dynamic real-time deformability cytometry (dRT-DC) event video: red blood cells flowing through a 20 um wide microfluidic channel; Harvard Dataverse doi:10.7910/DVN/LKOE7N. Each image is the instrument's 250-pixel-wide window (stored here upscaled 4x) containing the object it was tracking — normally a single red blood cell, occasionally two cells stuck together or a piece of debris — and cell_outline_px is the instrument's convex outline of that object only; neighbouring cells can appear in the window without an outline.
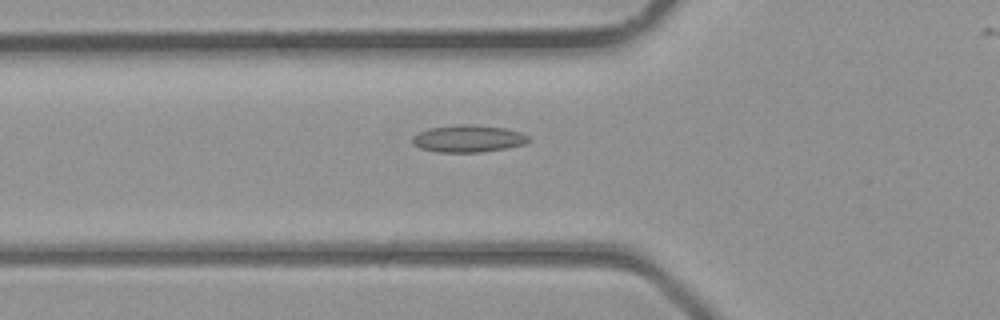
{"species": "common noctule bat (a hibernating species)", "species_latin": "Nyctalus noctula", "temperature_condition": "room temperature", "stored_images_in_passage": 27, "camera_frame_rate_fps": 3000, "um_per_image_px": 0.085, "animal": {"sex": "male", "body_mass_g": 23.1, "forearm_length_mm": 52.7}, "frame": {"image": 1, "passage_image": 3, "time_ms": 0.667, "image_size_px": [1000, 320], "cell_outline_px": [[532, 140], [524, 144], [504, 148], [480, 152], [436, 152], [420, 148], [412, 144], [412, 136], [428, 128], [456, 124], [472, 124], [504, 128], [520, 132], [528, 136]], "centroid_in_image_um": [39.77, 11.77], "position_along_channel_um": 86.0, "area_um2": 18.44}}
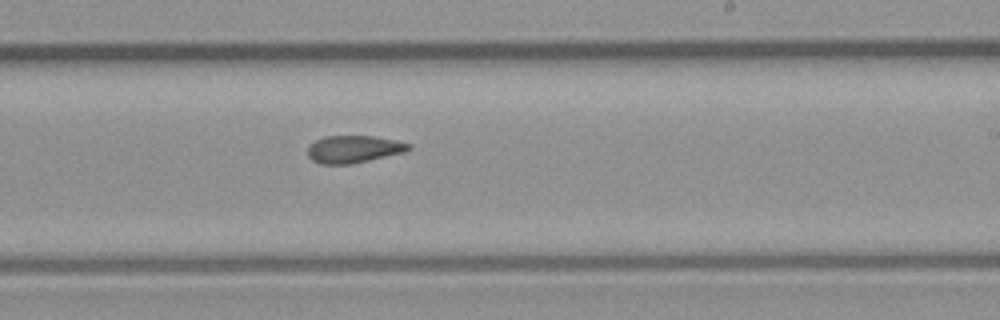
{"frame": {"image": 2, "passage_image": 13, "time_ms": 4.0, "image_size_px": [1000, 320], "cell_outline_px": [[412, 148], [404, 152], [368, 160], [348, 164], [320, 164], [312, 160], [308, 156], [308, 148], [316, 140], [324, 136], [372, 136], [412, 144]], "centroid_in_image_um": [30.05, 12.68], "position_along_channel_um": 259.0, "area_um2": 15.84}}
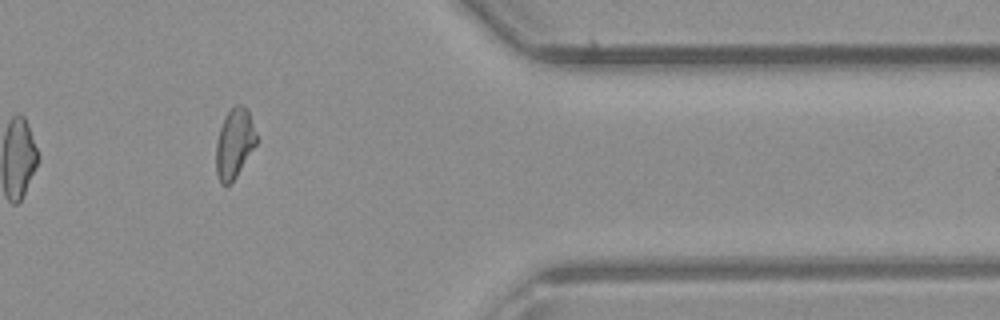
{"frame": {"image": 3, "passage_image": 22, "time_ms": 7.0, "image_size_px": [1000, 320], "cell_outline_px": [[256, 144], [232, 184], [220, 184], [216, 172], [216, 140], [224, 116], [236, 104], [240, 104], [248, 112], [256, 132]], "centroid_in_image_um": [19.9, 12.23], "position_along_channel_um": 391.5, "area_um2": 16.3}}